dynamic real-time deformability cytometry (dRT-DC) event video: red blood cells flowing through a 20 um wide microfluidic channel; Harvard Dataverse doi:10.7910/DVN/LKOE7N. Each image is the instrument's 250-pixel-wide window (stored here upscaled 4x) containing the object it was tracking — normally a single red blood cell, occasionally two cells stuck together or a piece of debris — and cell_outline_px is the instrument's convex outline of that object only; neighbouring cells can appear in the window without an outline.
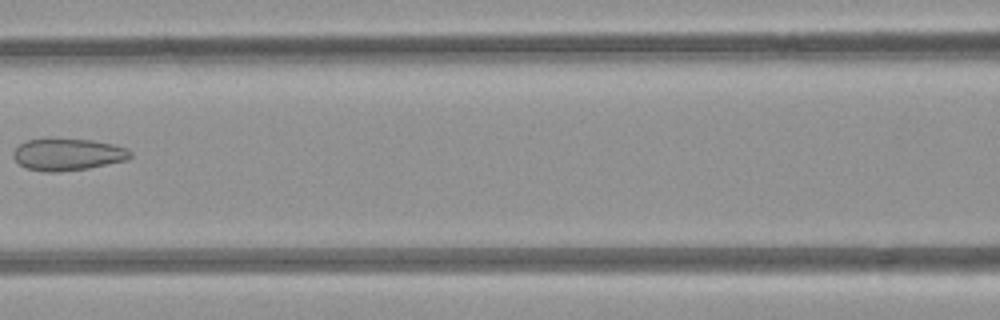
{"species": "common noctule bat (a hibernating species)", "species_latin": "Nyctalus noctula", "temperature_condition": "room temperature", "stored_images_in_passage": 4, "camera_frame_rate_fps": 3000, "um_per_image_px": 0.085, "animal": {"sex": "female", "body_mass_g": 21.9}, "frame": {"image": 1, "passage_image": 4, "time_ms": 3.333, "image_size_px": [1000, 320], "cell_outline_px": [[132, 156], [128, 160], [88, 168], [56, 172], [48, 172], [28, 168], [20, 164], [12, 156], [12, 152], [24, 140], [48, 136], [92, 140], [112, 144], [128, 148], [132, 152]], "centroid_in_image_um": [5.75, 13.08], "position_along_channel_um": 160.9, "area_um2": 22.43}}